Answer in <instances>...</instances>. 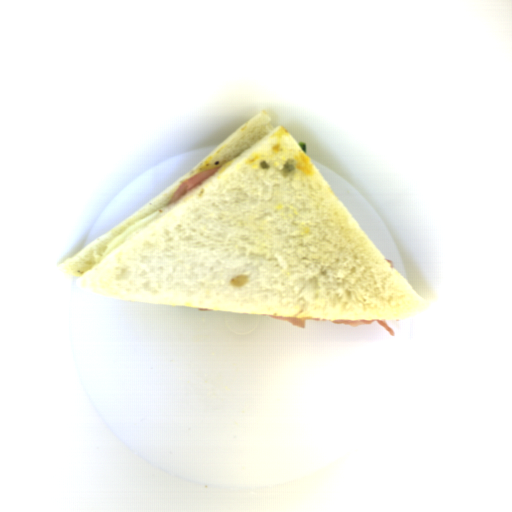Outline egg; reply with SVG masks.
I'll return each mask as SVG.
<instances>
[{"label":"egg","mask_w":512,"mask_h":512,"mask_svg":"<svg viewBox=\"0 0 512 512\" xmlns=\"http://www.w3.org/2000/svg\"><path fill=\"white\" fill-rule=\"evenodd\" d=\"M167 208V207H166ZM166 208H161L156 211L151 212L144 218L135 221L128 228H126L123 232H121L118 236H116L106 247L102 257H107L120 243L129 238L135 232L143 228L145 225L150 223L152 220L160 216ZM101 257V258H102Z\"/></svg>","instance_id":"d2b9013d"}]
</instances>
